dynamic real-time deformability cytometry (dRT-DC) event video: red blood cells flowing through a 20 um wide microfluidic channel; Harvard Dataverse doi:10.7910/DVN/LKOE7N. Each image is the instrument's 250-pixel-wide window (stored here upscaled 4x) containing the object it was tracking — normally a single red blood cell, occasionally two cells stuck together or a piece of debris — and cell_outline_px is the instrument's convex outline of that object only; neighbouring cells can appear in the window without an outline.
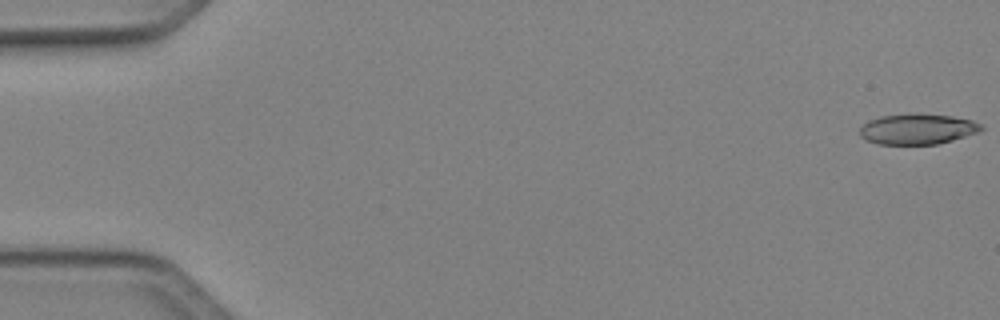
{"species": "Egyptian fruit bat (a non-hibernating species)", "species_latin": "Rousettus aegyptiacus", "temperature_condition": "cold", "stored_images_in_passage": 10, "camera_frame_rate_fps": 3000, "um_per_image_px": 0.085, "animal": {"sex": "female"}, "frame": {"image": 1, "passage_image": 1, "time_ms": 0.0, "image_size_px": [1000, 320], "cell_outline_px": [[984, 128], [980, 132], [952, 140], [936, 144], [880, 144], [868, 140], [860, 136], [860, 128], [868, 120], [880, 116], [908, 112], [916, 112], [952, 116], [972, 120], [980, 124]], "centroid_in_image_um": [77.99, 10.94], "position_along_channel_um": 7.0, "area_um2": 21.91}}